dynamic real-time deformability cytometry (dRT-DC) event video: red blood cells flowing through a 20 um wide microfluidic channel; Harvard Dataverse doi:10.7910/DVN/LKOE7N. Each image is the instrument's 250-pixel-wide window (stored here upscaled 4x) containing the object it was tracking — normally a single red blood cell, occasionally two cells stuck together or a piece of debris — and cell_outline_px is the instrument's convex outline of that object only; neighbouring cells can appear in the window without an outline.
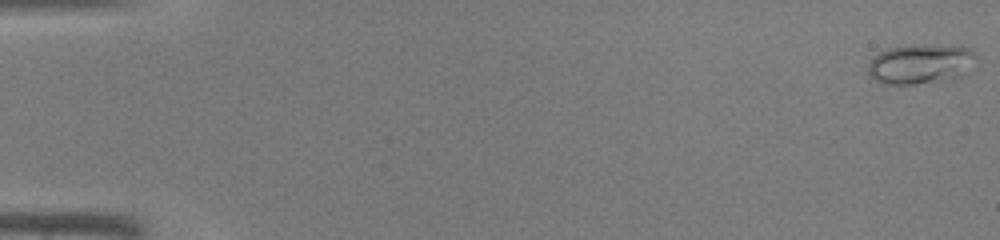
{"species": "common noctule bat (a hibernating species)", "species_latin": "Nyctalus noctula", "temperature_condition": "warm", "stored_images_in_passage": 46, "camera_frame_rate_fps": 3000, "um_per_image_px": 0.085, "animal": {"sex": "male", "body_mass_g": 19.0, "forearm_length_mm": 50.8}, "frame": {"image": 1, "passage_image": 1, "time_ms": 0.0, "image_size_px": [1000, 240], "cell_outline_px": [[976, 56], [960, 76], [956, 80], [912, 84], [884, 84], [876, 80], [868, 72], [868, 64], [880, 52], [888, 48], [912, 44], [920, 44], [972, 48]], "centroid_in_image_um": [78.22, 5.44], "position_along_channel_um": 6.8, "area_um2": 24.85}}
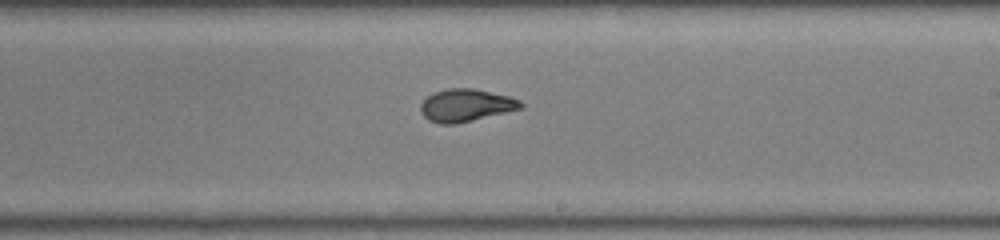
{"frame": {"image": 2, "passage_image": 28, "time_ms": 9.0, "image_size_px": [1000, 240], "cell_outline_px": [[524, 108], [456, 124], [440, 124], [428, 120], [424, 116], [420, 108], [420, 104], [432, 92], [448, 88], [472, 88], [508, 96], [520, 100], [524, 104]], "centroid_in_image_um": [39.6, 8.95], "position_along_channel_um": 249.4, "area_um2": 19.02}}
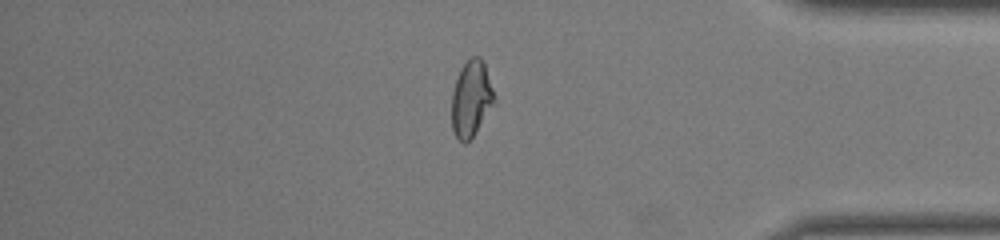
{"frame": {"image": 3, "passage_image": 39, "time_ms": 12.667, "image_size_px": [1000, 240], "cell_outline_px": [[496, 104], [472, 136], [464, 144], [456, 136], [452, 128], [452, 92], [460, 68], [472, 56], [480, 56], [484, 64], [496, 96]], "centroid_in_image_um": [40.08, 8.38], "position_along_channel_um": 395.1, "area_um2": 18.9}}